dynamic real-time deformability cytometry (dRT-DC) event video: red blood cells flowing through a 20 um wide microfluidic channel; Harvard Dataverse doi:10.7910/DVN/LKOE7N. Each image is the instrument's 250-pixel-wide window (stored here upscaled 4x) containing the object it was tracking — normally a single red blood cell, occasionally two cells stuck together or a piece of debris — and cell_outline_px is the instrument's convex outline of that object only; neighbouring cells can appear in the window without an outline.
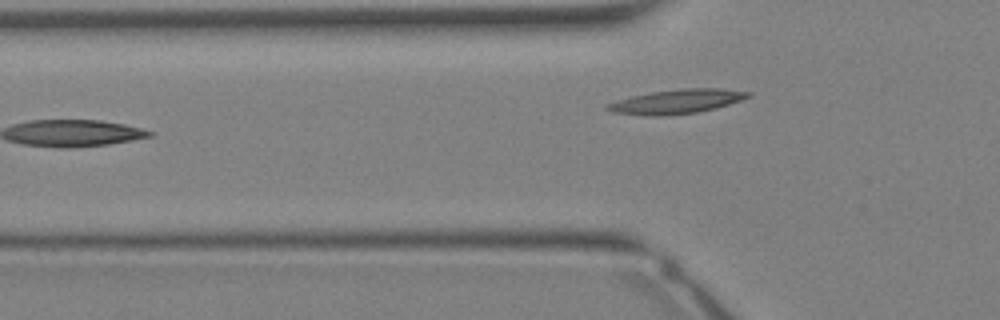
{"species": "Egyptian fruit bat (a non-hibernating species)", "species_latin": "Rousettus aegyptiacus", "temperature_condition": "warm", "stored_images_in_passage": 5, "camera_frame_rate_fps": 3000, "um_per_image_px": 0.085, "animal": {"sex": "female"}, "frame": {"image": 1, "passage_image": 5, "time_ms": 1.333, "image_size_px": [1000, 320], "cell_outline_px": [[752, 96], [716, 108], [696, 112], [664, 116], [648, 116], [612, 112], [604, 108], [608, 104], [616, 100], [632, 96], [652, 92], [680, 88], [724, 88], [752, 92]], "centroid_in_image_um": [57.53, 8.62], "position_along_channel_um": 68.3, "area_um2": 19.94}}